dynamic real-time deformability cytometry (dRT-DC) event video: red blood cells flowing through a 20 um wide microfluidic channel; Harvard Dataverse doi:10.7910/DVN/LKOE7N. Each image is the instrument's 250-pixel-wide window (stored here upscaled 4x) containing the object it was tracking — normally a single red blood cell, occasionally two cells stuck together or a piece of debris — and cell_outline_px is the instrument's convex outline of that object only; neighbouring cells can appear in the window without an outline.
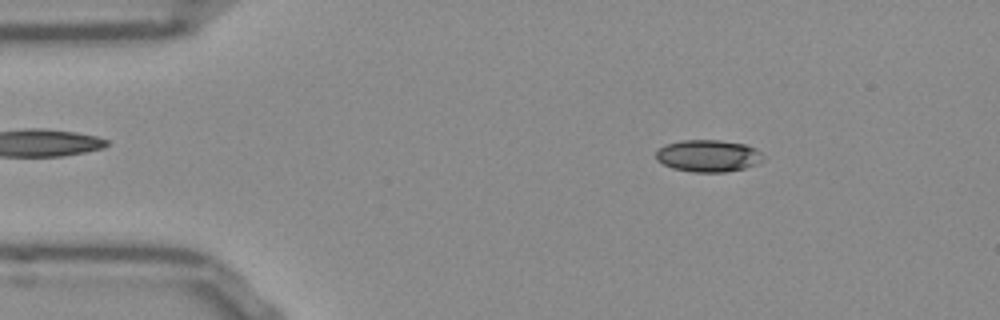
{"species": "Egyptian fruit bat (a non-hibernating species)", "species_latin": "Rousettus aegyptiacus", "temperature_condition": "room temperature", "stored_images_in_passage": 51, "camera_frame_rate_fps": 3000, "um_per_image_px": 0.085, "frame": {"image": 1, "passage_image": 7, "time_ms": 2.0, "image_size_px": [1000, 320], "cell_outline_px": [[764, 160], [756, 164], [744, 168], [724, 172], [692, 172], [672, 168], [656, 160], [656, 152], [664, 144], [680, 140], [720, 140], [744, 144], [756, 148], [764, 156]], "centroid_in_image_um": [60.19, 13.24], "position_along_channel_um": 24.8, "area_um2": 20.11}}
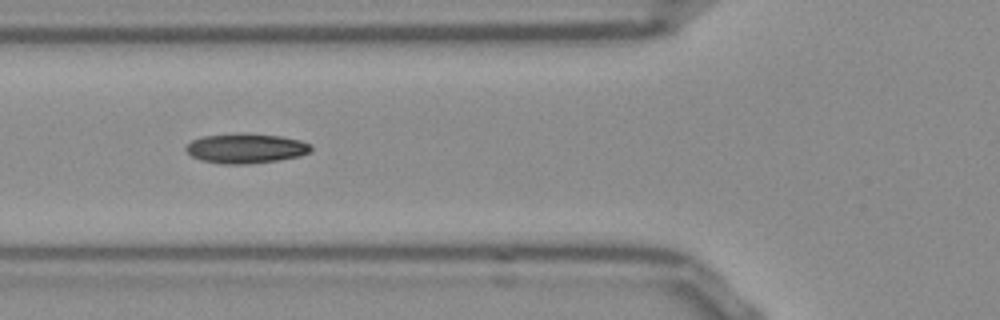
{"frame": {"image": 2, "passage_image": 18, "time_ms": 5.667, "image_size_px": [1000, 320], "cell_outline_px": [[312, 152], [300, 156], [280, 160], [248, 164], [220, 164], [200, 160], [192, 156], [184, 148], [192, 140], [204, 136], [236, 132], [244, 132], [280, 136], [300, 140], [308, 144], [312, 148]], "centroid_in_image_um": [20.9, 12.6], "position_along_channel_um": 104.9, "area_um2": 22.02}}
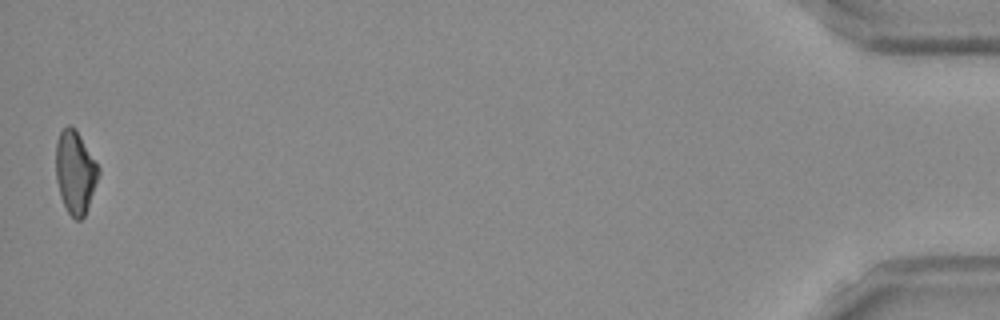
{"frame": {"image": 3, "passage_image": 51, "time_ms": 16.667, "image_size_px": [1000, 320], "cell_outline_px": [[100, 172], [84, 216], [80, 220], [76, 220], [68, 212], [60, 196], [56, 180], [56, 140], [60, 132], [68, 124], [76, 128], [100, 168]], "centroid_in_image_um": [6.38, 14.59], "position_along_channel_um": 428.8, "area_um2": 20.52}, "authors_computed_cell_mechanics": {"area_um2": 20.519, "velocity_mm_per_s": 3.8469, "shape_relaxation_time_tau1_ms": 5.8949, "shape_relaxation_time_tau2_ms": 3.8172, "deformation_change_tau1": 0.1546, "deformation_change_tau2": 0.0996}}